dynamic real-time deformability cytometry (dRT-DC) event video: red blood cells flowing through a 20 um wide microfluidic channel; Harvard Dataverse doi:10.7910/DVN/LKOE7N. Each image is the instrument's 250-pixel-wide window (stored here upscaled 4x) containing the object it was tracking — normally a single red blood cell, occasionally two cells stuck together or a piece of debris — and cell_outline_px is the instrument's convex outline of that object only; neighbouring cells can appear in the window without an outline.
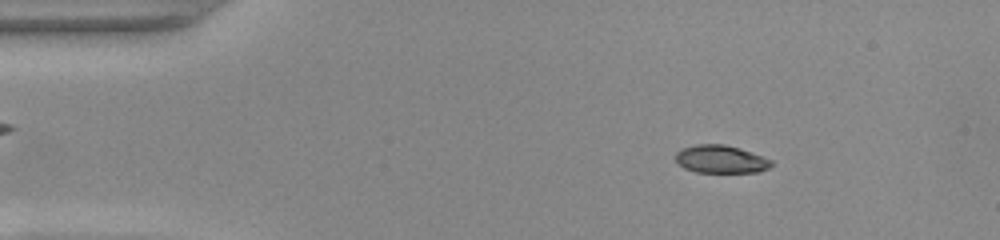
{"species": "common noctule bat (a hibernating species)", "species_latin": "Nyctalus noctula", "temperature_condition": "warm", "stored_images_in_passage": 51, "camera_frame_rate_fps": 3000, "um_per_image_px": 0.085, "animal": {"sex": "female", "body_mass_g": 22.0, "forearm_length_mm": 56.7}, "frame": {"image": 1, "passage_image": 7, "time_ms": 2.0, "image_size_px": [1000, 240], "cell_outline_px": [[772, 164], [768, 168], [760, 172], [696, 172], [684, 168], [676, 160], [676, 152], [680, 148], [696, 144], [724, 144], [740, 148], [752, 152], [772, 160]], "centroid_in_image_um": [61.26, 13.52], "position_along_channel_um": 23.7, "area_um2": 15.61}}
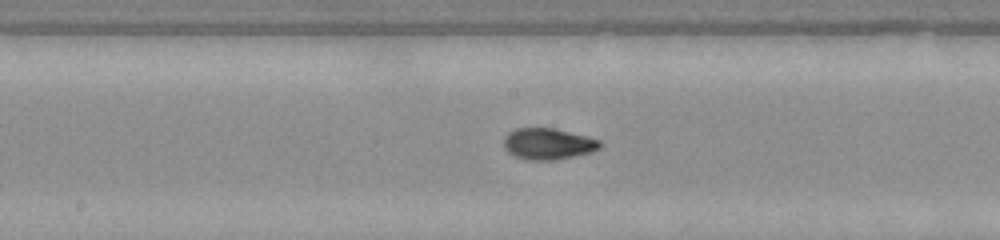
{"frame": {"image": 2, "passage_image": 26, "time_ms": 8.333, "image_size_px": [1000, 240], "cell_outline_px": [[604, 144], [600, 148], [592, 152], [556, 160], [528, 160], [516, 156], [508, 152], [504, 148], [504, 136], [508, 132], [516, 128], [552, 128], [588, 136], [600, 140]], "centroid_in_image_um": [46.61, 12.23], "position_along_channel_um": 201.6, "area_um2": 17.69}}
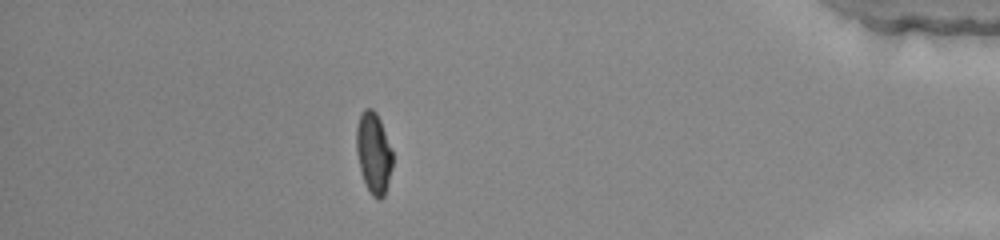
{"frame": {"image": 3, "passage_image": 45, "time_ms": 14.667, "image_size_px": [1000, 240], "cell_outline_px": [[392, 168], [384, 196], [380, 200], [376, 200], [372, 196], [364, 180], [360, 168], [356, 152], [356, 128], [360, 112], [364, 108], [372, 108], [376, 112], [380, 120], [392, 152]], "centroid_in_image_um": [31.74, 12.99], "position_along_channel_um": 403.5, "area_um2": 17.05}, "authors_computed_cell_mechanics": {"area_um2": 17.051, "velocity_mm_per_s": 3.9359, "shape_relaxation_time_tau1_ms": 3.6532, "shape_relaxation_time_tau2_ms": 0.9199, "deformation_change_tau1": 0.1901, "deformation_change_tau2": 0.0424}}